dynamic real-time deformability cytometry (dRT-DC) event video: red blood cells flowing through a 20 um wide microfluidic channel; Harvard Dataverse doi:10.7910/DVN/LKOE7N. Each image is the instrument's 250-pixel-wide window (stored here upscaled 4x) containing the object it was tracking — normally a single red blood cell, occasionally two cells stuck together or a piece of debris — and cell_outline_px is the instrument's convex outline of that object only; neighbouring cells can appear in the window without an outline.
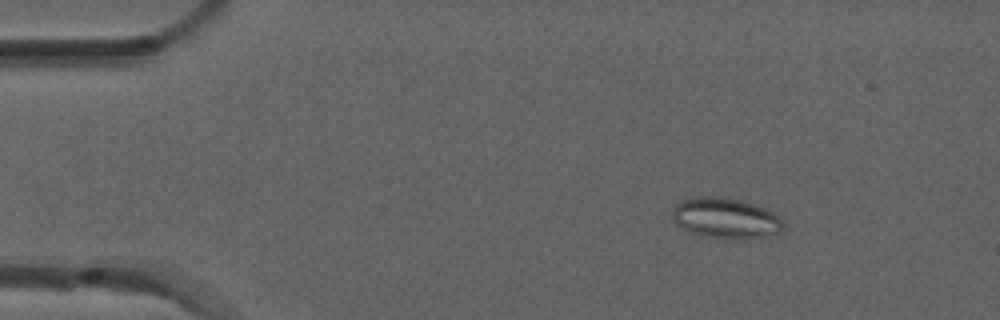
{"species": "common noctule bat (a hibernating species)", "species_latin": "Nyctalus noctula", "temperature_condition": "room temperature", "stored_images_in_passage": 4, "camera_frame_rate_fps": 3000, "um_per_image_px": 0.085, "animal": {"sex": "male", "forearm_length_mm": 52.5}, "frame": {"image": 1, "passage_image": 1, "time_ms": 0.0, "image_size_px": [1000, 320], "cell_outline_px": [[784, 224], [780, 232], [764, 236], [736, 240], [728, 240], [704, 236], [692, 232], [676, 224], [672, 220], [672, 208], [680, 200], [696, 196], [724, 196], [740, 200], [768, 208], [780, 216], [784, 220]], "centroid_in_image_um": [61.69, 18.53], "position_along_channel_um": 23.3, "area_um2": 26.82}}